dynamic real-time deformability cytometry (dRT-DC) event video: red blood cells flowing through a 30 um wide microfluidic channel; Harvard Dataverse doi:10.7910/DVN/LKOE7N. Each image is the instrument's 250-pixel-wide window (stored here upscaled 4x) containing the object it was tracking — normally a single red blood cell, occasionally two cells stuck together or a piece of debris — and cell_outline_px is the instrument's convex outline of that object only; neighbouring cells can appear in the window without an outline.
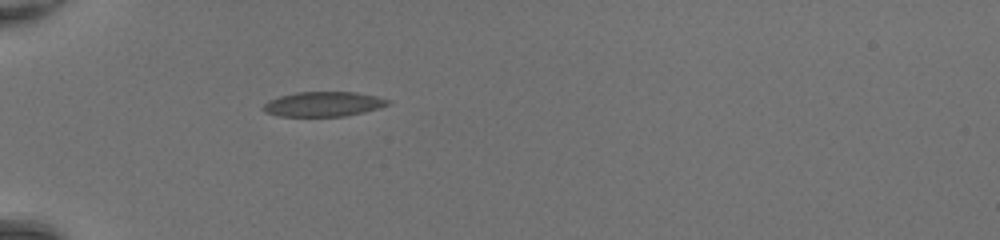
{"species": "common noctule bat (a hibernating species)", "species_latin": "Nyctalus noctula", "temperature_condition": "room temperature", "stored_images_in_passage": 33, "camera_frame_rate_fps": 3000, "um_per_image_px": 0.085, "animal": {"sex": "female", "body_mass_g": 20.0, "forearm_length_mm": 54.0}, "frame": {"image": 1, "passage_image": 1, "time_ms": 0.0, "image_size_px": [1000, 240], "cell_outline_px": [[392, 100], [388, 104], [380, 108], [364, 112], [344, 116], [280, 116], [264, 112], [260, 108], [268, 100], [280, 96], [296, 92], [356, 92], [376, 96]], "centroid_in_image_um": [27.47, 8.85], "position_along_channel_um": 57.5, "area_um2": 18.09}}
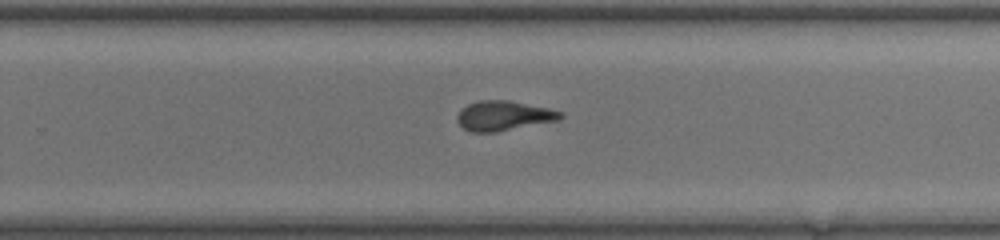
{"frame": {"image": 2, "passage_image": 18, "time_ms": 5.667, "image_size_px": [1000, 240], "cell_outline_px": [[564, 116], [560, 120], [496, 132], [472, 132], [464, 128], [456, 120], [456, 116], [460, 108], [468, 104], [480, 100], [508, 100], [548, 108], [564, 112]], "centroid_in_image_um": [42.81, 9.83], "position_along_channel_um": 287.0, "area_um2": 18.03}}
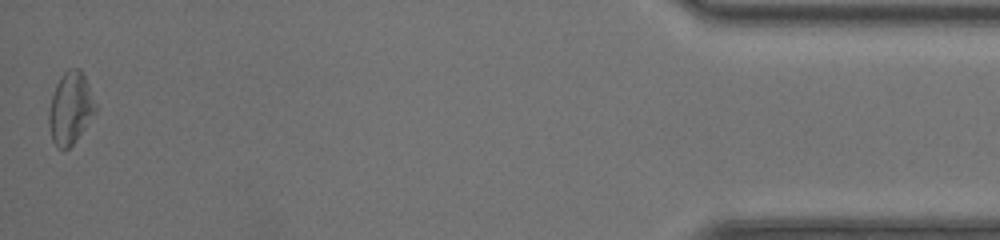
{"frame": {"image": 3, "passage_image": 33, "time_ms": 10.667, "image_size_px": [1000, 240], "cell_outline_px": [[96, 112], [72, 144], [68, 148], [56, 148], [52, 140], [48, 124], [48, 112], [52, 96], [56, 84], [60, 76], [68, 68], [80, 68], [88, 84], [96, 104]], "centroid_in_image_um": [5.96, 9.18], "position_along_channel_um": 429.2, "area_um2": 19.42}, "authors_computed_cell_mechanics": {"area_um2": 18.0336, "velocity_mm_per_s": 4.3548, "shape_relaxation_time_tau1_ms": null, "shape_relaxation_time_tau2_ms": 2.6963, "deformation_change_tau1": null, "deformation_change_tau2": 0.1159}}